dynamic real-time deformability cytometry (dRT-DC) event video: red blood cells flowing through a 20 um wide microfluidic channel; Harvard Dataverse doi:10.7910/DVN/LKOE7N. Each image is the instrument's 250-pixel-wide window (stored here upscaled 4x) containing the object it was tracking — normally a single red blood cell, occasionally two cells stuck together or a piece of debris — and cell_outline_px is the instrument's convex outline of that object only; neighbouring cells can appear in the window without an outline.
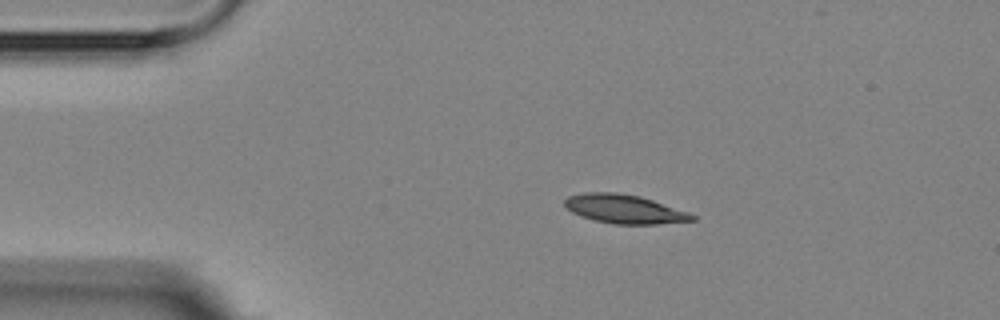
{"species": "Egyptian fruit bat (a non-hibernating species)", "species_latin": "Rousettus aegyptiacus", "temperature_condition": "room temperature", "stored_images_in_passage": 5, "camera_frame_rate_fps": 3000, "um_per_image_px": 0.085, "animal": {"sex": "female"}, "frame": {"image": 1, "passage_image": 3, "time_ms": 2.333, "image_size_px": [1000, 320], "cell_outline_px": [[696, 220], [656, 224], [612, 224], [580, 216], [572, 212], [564, 204], [564, 200], [568, 196], [584, 192], [616, 192], [640, 196], [688, 212], [696, 216]], "centroid_in_image_um": [53.06, 17.76], "position_along_channel_um": 31.9, "area_um2": 21.33}}
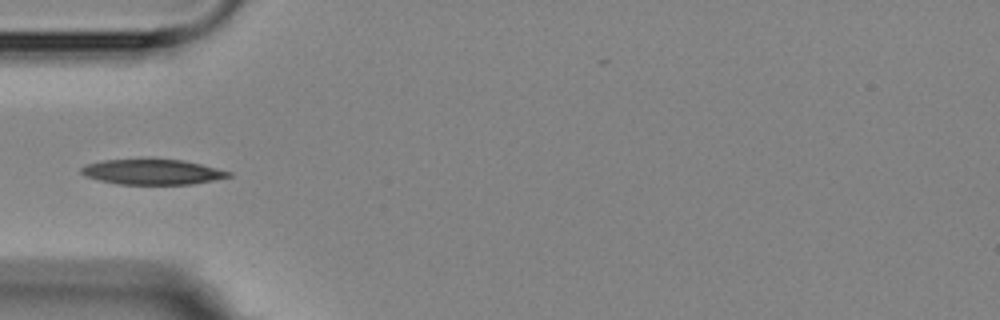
{"frame": {"image": 2, "passage_image": 5, "time_ms": 4.667, "image_size_px": [1000, 320], "cell_outline_px": [[232, 176], [192, 184], [120, 184], [100, 180], [84, 176], [80, 172], [80, 168], [88, 164], [104, 160], [180, 160], [200, 164], [232, 172]], "centroid_in_image_um": [12.94, 14.62], "position_along_channel_um": 72.1, "area_um2": 21.21}}